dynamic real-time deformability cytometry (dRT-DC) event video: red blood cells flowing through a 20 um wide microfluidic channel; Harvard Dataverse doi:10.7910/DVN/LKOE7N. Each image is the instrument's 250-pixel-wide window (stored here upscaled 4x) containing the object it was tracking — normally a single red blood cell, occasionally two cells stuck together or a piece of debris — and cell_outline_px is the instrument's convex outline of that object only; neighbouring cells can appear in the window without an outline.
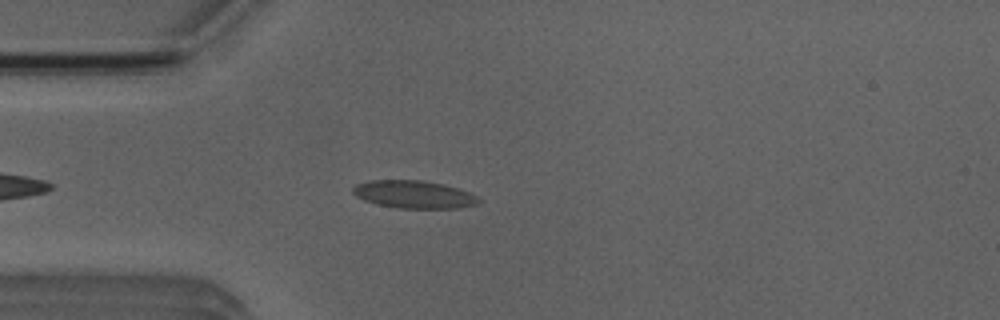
{"species": "Egyptian fruit bat (a non-hibernating species)", "species_latin": "Rousettus aegyptiacus", "temperature_condition": "room temperature", "stored_images_in_passage": 44, "camera_frame_rate_fps": 3000, "um_per_image_px": 0.085, "animal": {"sex": "male"}, "frame": {"image": 1, "passage_image": 6, "time_ms": 1.667, "image_size_px": [1000, 320], "cell_outline_px": [[480, 200], [476, 204], [460, 208], [396, 208], [376, 204], [364, 200], [356, 196], [352, 192], [352, 188], [356, 184], [368, 180], [420, 180], [444, 184], [468, 192], [476, 196]], "centroid_in_image_um": [35.13, 16.52], "position_along_channel_um": 49.9, "area_um2": 20.29}}
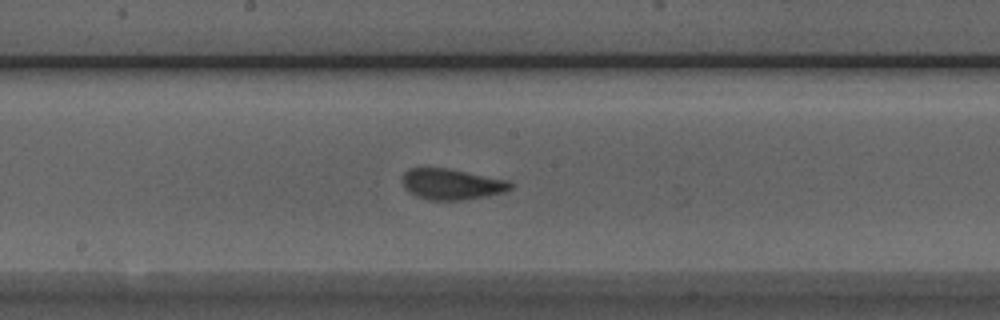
{"frame": {"image": 2, "passage_image": 19, "time_ms": 6.0, "image_size_px": [1000, 320], "cell_outline_px": [[512, 188], [504, 192], [488, 196], [464, 200], [428, 200], [416, 196], [408, 192], [404, 188], [400, 180], [404, 172], [408, 168], [448, 168], [508, 180], [512, 184]], "centroid_in_image_um": [38.35, 15.66], "position_along_channel_um": 209.9, "area_um2": 19.71}}
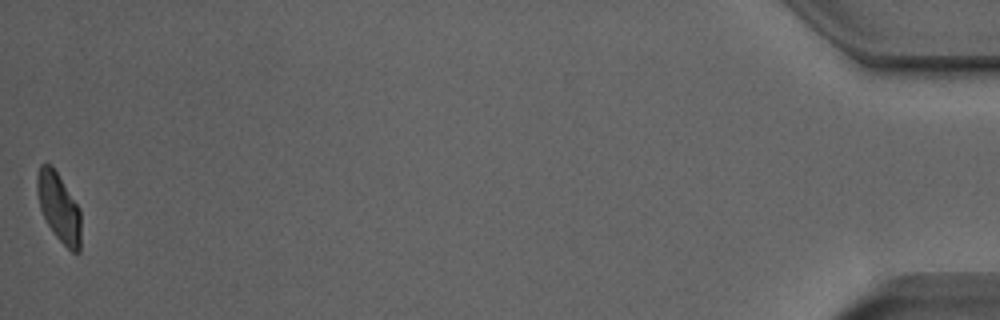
{"frame": {"image": 3, "passage_image": 44, "time_ms": 14.333, "image_size_px": [1000, 320], "cell_outline_px": [[80, 252], [72, 252], [56, 236], [48, 224], [40, 208], [36, 192], [36, 176], [40, 164], [52, 164], [80, 208]], "centroid_in_image_um": [4.99, 17.58], "position_along_channel_um": 430.2, "area_um2": 17.57}, "authors_computed_cell_mechanics": {"area_um2": 19.1896, "velocity_mm_per_s": 3.9006, "shape_relaxation_time_tau1_ms": 4.2004, "shape_relaxation_time_tau2_ms": null, "deformation_change_tau1": 0.1207, "deformation_change_tau2": null}}